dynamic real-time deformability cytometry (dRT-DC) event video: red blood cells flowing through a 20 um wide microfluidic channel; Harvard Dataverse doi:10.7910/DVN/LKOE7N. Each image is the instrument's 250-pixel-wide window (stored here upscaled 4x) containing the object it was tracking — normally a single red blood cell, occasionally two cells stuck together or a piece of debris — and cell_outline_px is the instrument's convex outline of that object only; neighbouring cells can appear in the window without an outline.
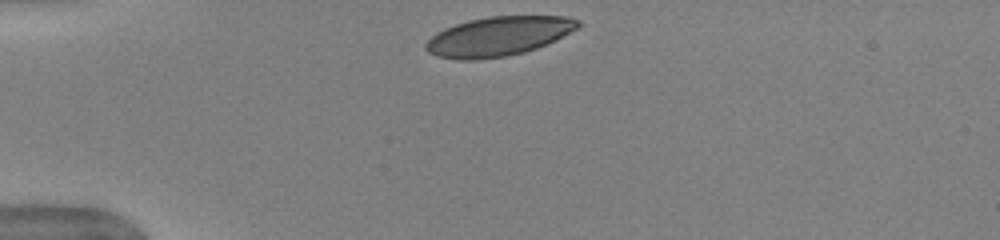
{"species": "human", "species_latin": "Homo sapiens", "temperature_condition": "warm", "stored_images_in_passage": 33, "camera_frame_rate_fps": 3000, "um_per_image_px": 0.085, "donor": {"sex": "female"}, "frame": {"image": 1, "passage_image": 1, "time_ms": 0.0, "image_size_px": [1000, 240], "cell_outline_px": [[580, 28], [556, 40], [536, 48], [524, 52], [508, 56], [476, 60], [456, 60], [436, 56], [428, 52], [424, 48], [424, 44], [436, 32], [444, 28], [468, 20], [488, 16], [568, 16], [580, 20]], "centroid_in_image_um": [42.37, 3.09], "position_along_channel_um": 42.6, "area_um2": 35.26}}
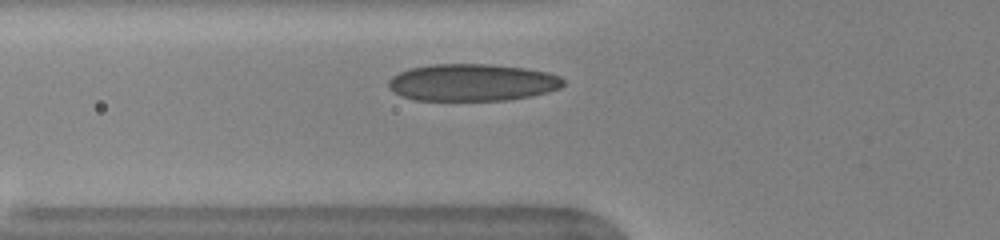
{"frame": {"image": 2, "passage_image": 7, "time_ms": 2.0, "image_size_px": [1000, 240], "cell_outline_px": [[564, 84], [560, 88], [548, 92], [532, 96], [508, 100], [416, 100], [404, 96], [388, 88], [388, 80], [392, 76], [408, 68], [432, 64], [488, 64], [524, 68], [548, 72], [560, 76], [564, 80]], "centroid_in_image_um": [40.16, 7.0], "position_along_channel_um": 85.6, "area_um2": 37.86}}
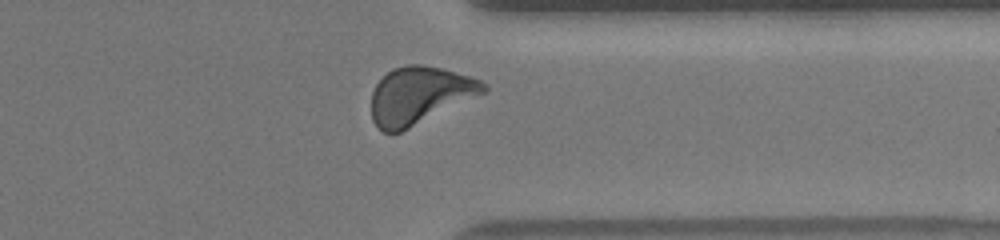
{"frame": {"image": 3, "passage_image": 29, "time_ms": 9.333, "image_size_px": [1000, 240], "cell_outline_px": [[488, 88], [484, 92], [400, 132], [384, 132], [372, 120], [372, 92], [376, 84], [392, 68], [404, 64], [420, 64], [440, 68], [468, 76], [480, 80], [488, 84]], "centroid_in_image_um": [35.63, 8.08], "position_along_channel_um": 375.8, "area_um2": 36.7}, "authors_computed_cell_mechanics": {"area_um2": 35.836, "velocity_mm_per_s": 3.9536, "shape_relaxation_time_tau1_ms": 3.119, "shape_relaxation_time_tau2_ms": null, "deformation_change_tau1": 0.1441, "deformation_change_tau2": null}}